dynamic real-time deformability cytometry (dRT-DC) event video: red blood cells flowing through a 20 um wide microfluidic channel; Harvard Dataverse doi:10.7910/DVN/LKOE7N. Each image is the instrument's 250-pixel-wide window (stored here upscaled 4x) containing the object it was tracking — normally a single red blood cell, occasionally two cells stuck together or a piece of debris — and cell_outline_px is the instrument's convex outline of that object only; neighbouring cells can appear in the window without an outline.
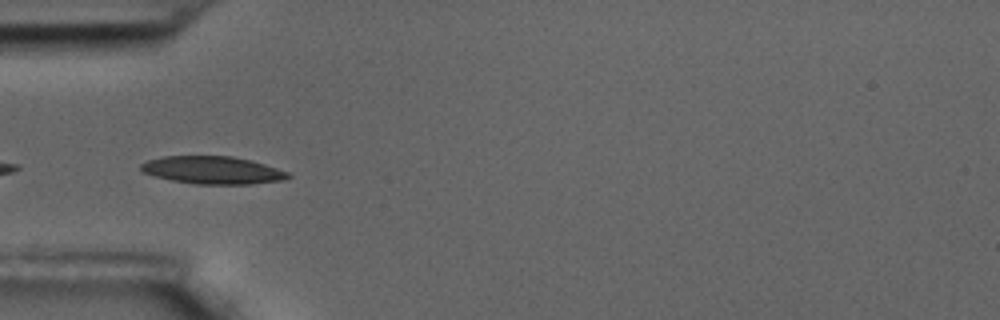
{"species": "common noctule bat (a hibernating species)", "species_latin": "Nyctalus noctula", "temperature_condition": "room temperature", "stored_images_in_passage": 6, "camera_frame_rate_fps": 3000, "um_per_image_px": 0.085, "animal": {"sex": "male", "body_mass_g": 17.5, "forearm_length_mm": 52.3}, "frame": {"image": 1, "passage_image": 2, "time_ms": 0.333, "image_size_px": [1000, 320], "cell_outline_px": [[292, 176], [284, 180], [252, 184], [192, 184], [172, 180], [140, 172], [140, 164], [148, 160], [160, 156], [232, 156], [252, 160], [288, 172]], "centroid_in_image_um": [18.06, 14.46], "position_along_channel_um": 66.9, "area_um2": 23.87}}